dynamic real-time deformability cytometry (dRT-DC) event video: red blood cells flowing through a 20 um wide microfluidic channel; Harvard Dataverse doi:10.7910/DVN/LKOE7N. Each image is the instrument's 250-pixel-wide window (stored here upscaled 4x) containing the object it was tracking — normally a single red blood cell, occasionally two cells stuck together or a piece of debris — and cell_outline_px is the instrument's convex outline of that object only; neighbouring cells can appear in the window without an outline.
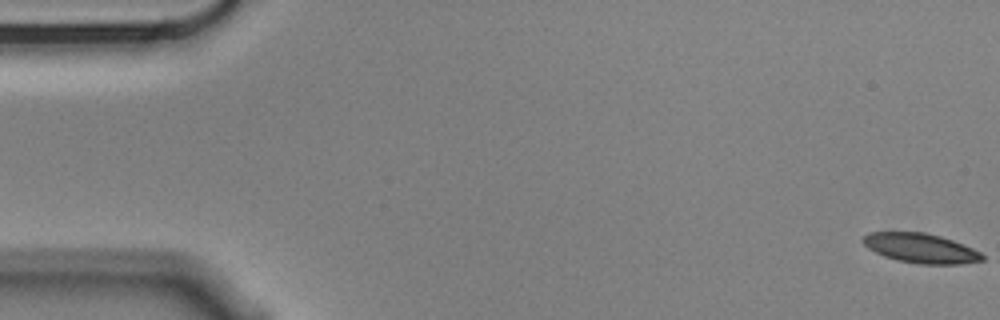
{"species": "Egyptian fruit bat (a non-hibernating species)", "species_latin": "Rousettus aegyptiacus", "temperature_condition": "cold", "stored_images_in_passage": 8, "camera_frame_rate_fps": 3000, "um_per_image_px": 0.085, "animal": {"sex": "male"}, "frame": {"image": 1, "passage_image": 1, "time_ms": 0.0, "image_size_px": [1000, 320], "cell_outline_px": [[984, 260], [960, 264], [916, 264], [896, 260], [884, 256], [868, 248], [860, 240], [868, 232], [924, 232], [940, 236], [952, 240], [972, 248], [980, 252], [984, 256]], "centroid_in_image_um": [78.24, 21.1], "position_along_channel_um": 6.8, "area_um2": 20.58}}